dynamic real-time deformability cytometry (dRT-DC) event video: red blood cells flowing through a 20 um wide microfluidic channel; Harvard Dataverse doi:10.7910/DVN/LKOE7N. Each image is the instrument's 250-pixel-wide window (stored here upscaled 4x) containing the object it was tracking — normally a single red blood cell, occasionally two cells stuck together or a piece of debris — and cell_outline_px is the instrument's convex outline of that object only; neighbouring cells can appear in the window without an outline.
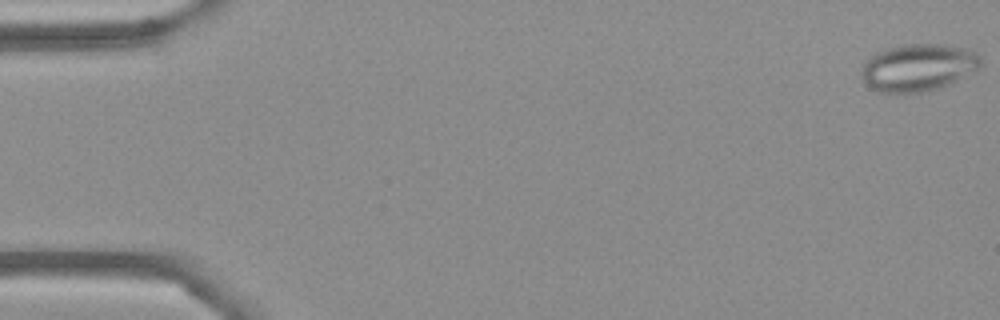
{"species": "Egyptian fruit bat (a non-hibernating species)", "species_latin": "Rousettus aegyptiacus", "temperature_condition": "cold", "stored_images_in_passage": 55, "camera_frame_rate_fps": 3000, "um_per_image_px": 0.085, "frame": {"image": 1, "passage_image": 1, "time_ms": 0.0, "image_size_px": [1000, 320], "cell_outline_px": [[980, 64], [976, 68], [964, 76], [948, 84], [936, 88], [920, 92], [876, 92], [864, 80], [860, 72], [864, 64], [876, 52], [884, 48], [904, 44], [944, 44], [968, 48], [976, 52], [980, 56]], "centroid_in_image_um": [78.03, 5.71], "position_along_channel_um": 7.0, "area_um2": 32.48}}
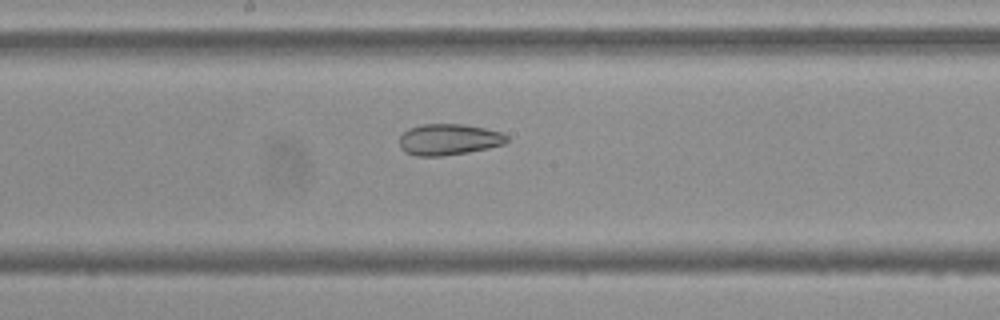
{"frame": {"image": 2, "passage_image": 29, "time_ms": 9.333, "image_size_px": [1000, 320], "cell_outline_px": [[508, 140], [504, 144], [488, 148], [468, 152], [440, 156], [416, 156], [404, 152], [400, 148], [400, 136], [408, 128], [420, 124], [464, 124], [504, 132], [508, 136]], "centroid_in_image_um": [38.14, 11.85], "position_along_channel_um": 210.1, "area_um2": 19.71}}
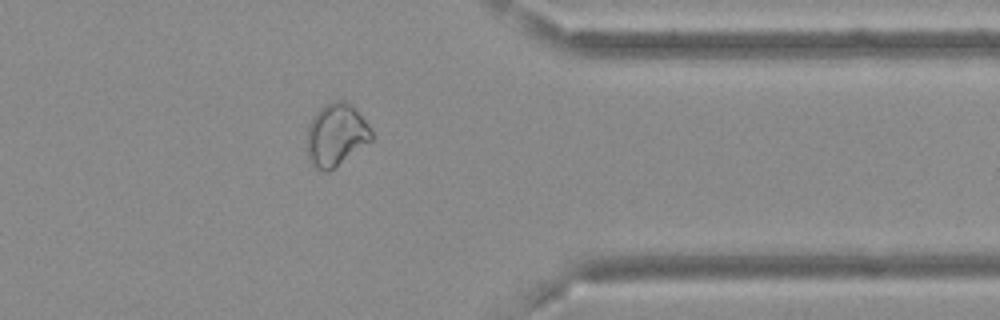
{"frame": {"image": 3, "passage_image": 44, "time_ms": 14.333, "image_size_px": [1000, 320], "cell_outline_px": [[372, 140], [328, 172], [324, 172], [316, 168], [308, 160], [308, 124], [312, 116], [320, 108], [332, 100], [344, 100], [352, 104], [368, 124], [372, 132]], "centroid_in_image_um": [28.56, 11.44], "position_along_channel_um": 382.8, "area_um2": 23.47}, "authors_computed_cell_mechanics": {"area_um2": 24.7384, "velocity_mm_per_s": 3.6951, "shape_relaxation_time_tau1_ms": null, "shape_relaxation_time_tau2_ms": 2.8874, "deformation_change_tau1": null, "deformation_change_tau2": 0.0868}}